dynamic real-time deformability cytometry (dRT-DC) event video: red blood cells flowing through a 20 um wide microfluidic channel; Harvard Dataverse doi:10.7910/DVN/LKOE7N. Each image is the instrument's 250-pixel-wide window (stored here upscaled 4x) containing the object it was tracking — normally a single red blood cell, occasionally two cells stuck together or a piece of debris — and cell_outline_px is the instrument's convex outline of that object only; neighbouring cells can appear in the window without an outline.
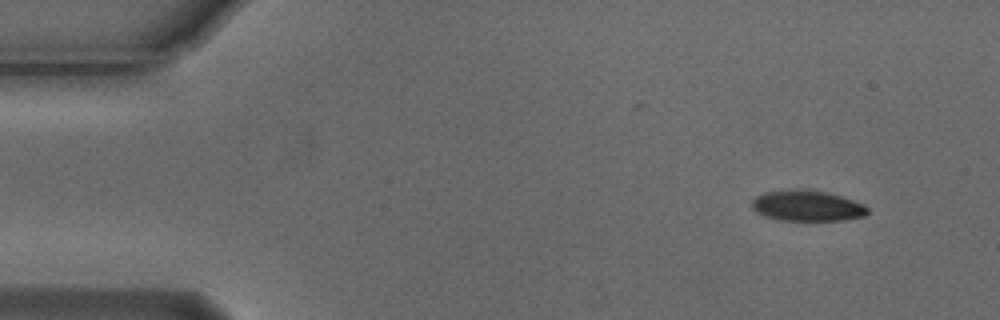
{"species": "Egyptian fruit bat (a non-hibernating species)", "species_latin": "Rousettus aegyptiacus", "temperature_condition": "cold", "stored_images_in_passage": 4, "camera_frame_rate_fps": 3000, "um_per_image_px": 0.085, "animal": {"sex": "male"}, "frame": {"image": 1, "passage_image": 1, "time_ms": 0.0, "image_size_px": [1000, 320], "cell_outline_px": [[868, 212], [864, 216], [844, 220], [780, 220], [768, 216], [752, 208], [752, 200], [756, 196], [764, 192], [824, 192], [840, 196], [864, 204], [868, 208]], "centroid_in_image_um": [68.66, 17.54], "position_along_channel_um": 16.3, "area_um2": 19.59}}
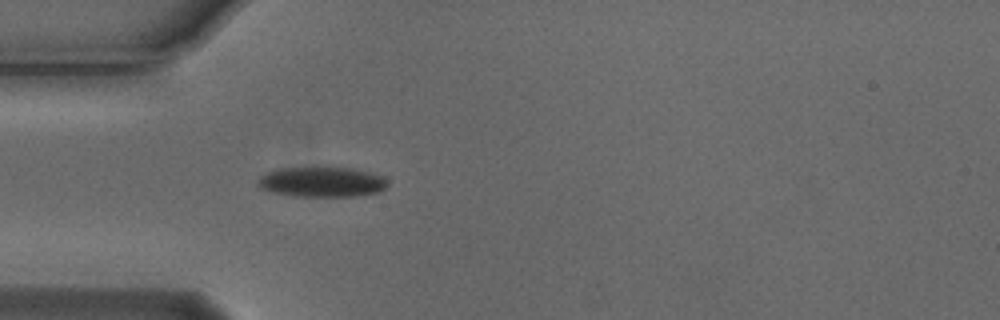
{"frame": {"image": 2, "passage_image": 4, "time_ms": 1.0, "image_size_px": [1000, 320], "cell_outline_px": [[388, 184], [380, 192], [356, 196], [292, 196], [260, 188], [256, 184], [260, 176], [276, 168], [328, 164], [352, 168], [372, 172], [384, 176], [388, 180]], "centroid_in_image_um": [27.38, 15.4], "position_along_channel_um": 57.6, "area_um2": 23.87}}